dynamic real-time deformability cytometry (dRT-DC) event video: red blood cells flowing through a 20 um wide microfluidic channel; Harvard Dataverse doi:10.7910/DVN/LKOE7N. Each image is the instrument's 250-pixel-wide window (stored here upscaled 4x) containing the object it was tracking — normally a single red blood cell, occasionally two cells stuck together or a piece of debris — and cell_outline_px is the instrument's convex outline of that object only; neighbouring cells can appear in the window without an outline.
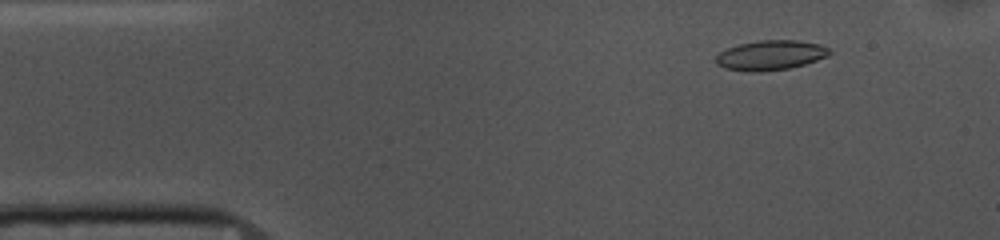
{"species": "common noctule bat (a hibernating species)", "species_latin": "Nyctalus noctula", "temperature_condition": "cold", "stored_images_in_passage": 53, "camera_frame_rate_fps": 3000, "um_per_image_px": 0.085, "animal": {"sex": "female", "body_mass_g": 10.0, "forearm_length_mm": 53.1}, "frame": {"image": 1, "passage_image": 6, "time_ms": 1.667, "image_size_px": [1000, 240], "cell_outline_px": [[832, 52], [828, 56], [804, 64], [788, 68], [760, 72], [752, 72], [724, 68], [716, 64], [716, 56], [720, 52], [728, 48], [740, 44], [760, 40], [800, 40], [820, 44], [828, 48]], "centroid_in_image_um": [65.5, 4.69], "position_along_channel_um": 19.5, "area_um2": 19.65}}
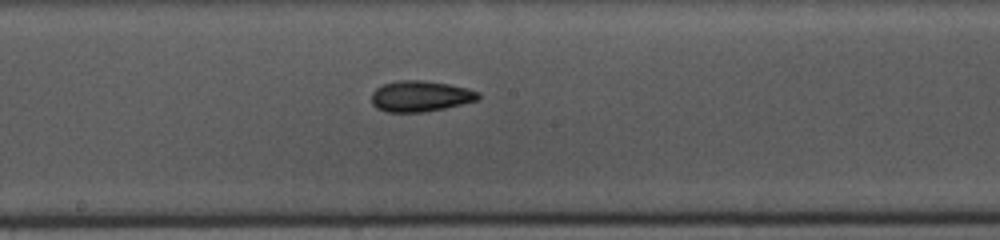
{"frame": {"image": 2, "passage_image": 27, "time_ms": 8.667, "image_size_px": [1000, 240], "cell_outline_px": [[480, 96], [476, 100], [444, 108], [424, 112], [384, 112], [376, 108], [372, 104], [372, 92], [376, 88], [384, 84], [396, 80], [424, 80], [448, 84], [468, 88], [480, 92]], "centroid_in_image_um": [35.7, 8.17], "position_along_channel_um": 212.5, "area_um2": 19.25}}
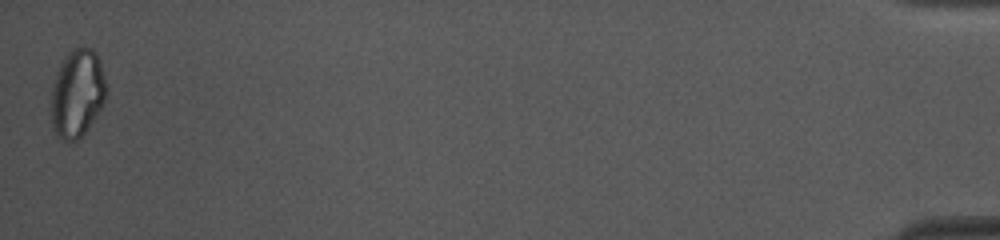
{"frame": {"image": 3, "passage_image": 53, "time_ms": 17.333, "image_size_px": [1000, 240], "cell_outline_px": [[108, 88], [104, 100], [96, 116], [88, 128], [76, 140], [68, 144], [56, 136], [52, 128], [52, 84], [56, 72], [60, 64], [68, 52], [72, 48], [92, 48], [96, 52], [100, 60]], "centroid_in_image_um": [6.57, 7.94], "position_along_channel_um": 428.6, "area_um2": 28.5}, "authors_computed_cell_mechanics": {"area_um2": 19.4786, "velocity_mm_per_s": 3.6669, "shape_relaxation_time_tau1_ms": 6.9666, "shape_relaxation_time_tau2_ms": 4.6868, "deformation_change_tau1": 0.1262, "deformation_change_tau2": 0.1053}}